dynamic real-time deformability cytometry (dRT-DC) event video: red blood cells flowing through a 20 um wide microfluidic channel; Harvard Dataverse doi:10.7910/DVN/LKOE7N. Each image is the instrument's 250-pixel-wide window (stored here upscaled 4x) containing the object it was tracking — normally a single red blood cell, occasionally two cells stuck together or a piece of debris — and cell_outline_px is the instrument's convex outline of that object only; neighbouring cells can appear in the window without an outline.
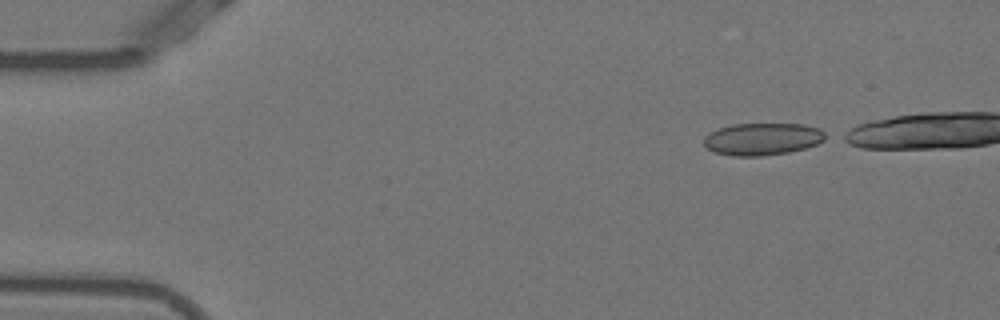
{"species": "Egyptian fruit bat (a non-hibernating species)", "species_latin": "Rousettus aegyptiacus", "temperature_condition": "warm", "stored_images_in_passage": 37, "camera_frame_rate_fps": 3000, "um_per_image_px": 0.085, "animal": {"sex": "female"}, "frame": {"image": 1, "passage_image": 1, "time_ms": 0.0, "image_size_px": [1000, 320], "cell_outline_px": [[832, 136], [816, 144], [804, 148], [788, 152], [764, 156], [732, 156], [712, 152], [704, 144], [704, 136], [720, 128], [732, 124], [804, 124], [820, 128]], "centroid_in_image_um": [64.86, 11.82], "position_along_channel_um": 20.1, "area_um2": 23.06}}
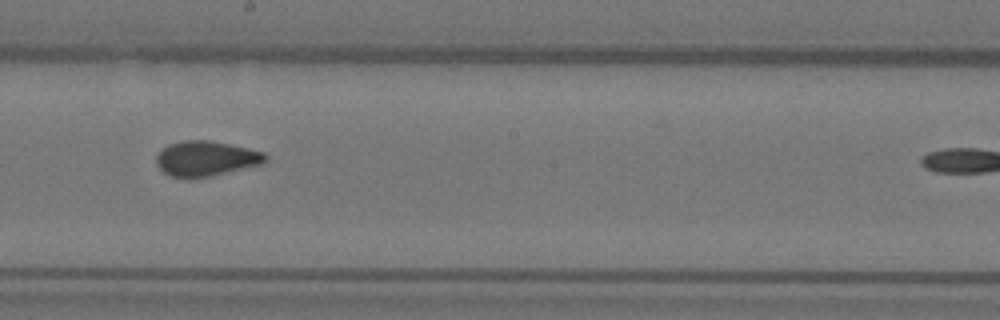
{"frame": {"image": 2, "passage_image": 24, "time_ms": 7.667, "image_size_px": [1000, 320], "cell_outline_px": [[268, 160], [260, 164], [208, 176], [188, 180], [168, 176], [156, 164], [156, 156], [168, 144], [184, 140], [208, 140], [248, 148], [264, 152], [268, 156]], "centroid_in_image_um": [17.47, 13.49], "position_along_channel_um": 230.7, "area_um2": 22.31}}
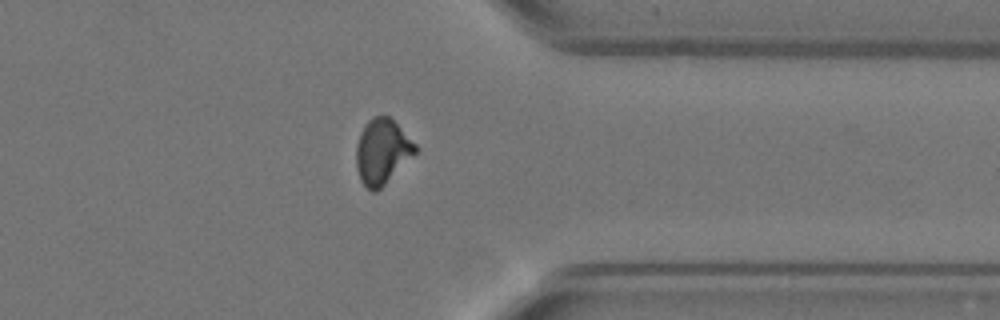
{"frame": {"image": 3, "passage_image": 36, "time_ms": 11.667, "image_size_px": [1000, 320], "cell_outline_px": [[416, 152], [376, 192], [372, 192], [360, 180], [356, 168], [356, 144], [360, 132], [368, 120], [372, 116], [388, 116], [416, 144]], "centroid_in_image_um": [32.44, 12.87], "position_along_channel_um": 379.0, "area_um2": 22.02}}